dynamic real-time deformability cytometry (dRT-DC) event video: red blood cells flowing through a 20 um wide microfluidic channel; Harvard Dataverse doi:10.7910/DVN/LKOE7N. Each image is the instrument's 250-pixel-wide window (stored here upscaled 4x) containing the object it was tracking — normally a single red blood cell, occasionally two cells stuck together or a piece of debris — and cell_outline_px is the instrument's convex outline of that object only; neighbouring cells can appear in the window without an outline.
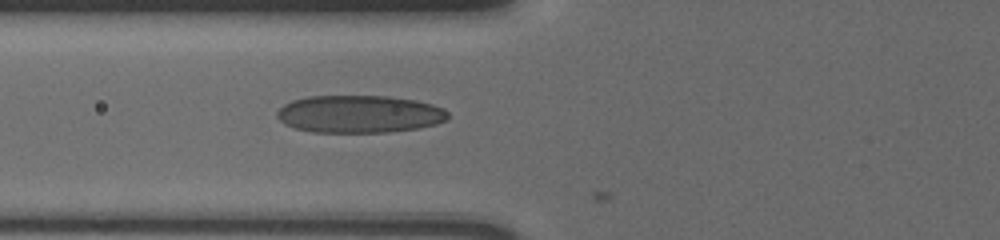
{"species": "human", "species_latin": "Homo sapiens", "temperature_condition": "cold", "stored_images_in_passage": 10, "camera_frame_rate_fps": 3000, "um_per_image_px": 0.085, "donor": {"sex": "male"}, "frame": {"image": 1, "passage_image": 10, "time_ms": 3.0, "image_size_px": [1000, 240], "cell_outline_px": [[448, 120], [436, 124], [420, 128], [388, 132], [312, 132], [296, 128], [284, 124], [276, 116], [276, 112], [284, 104], [292, 100], [308, 96], [388, 96], [416, 100], [432, 104], [444, 108], [448, 112]], "centroid_in_image_um": [30.56, 9.69], "position_along_channel_um": 95.2, "area_um2": 37.63}}